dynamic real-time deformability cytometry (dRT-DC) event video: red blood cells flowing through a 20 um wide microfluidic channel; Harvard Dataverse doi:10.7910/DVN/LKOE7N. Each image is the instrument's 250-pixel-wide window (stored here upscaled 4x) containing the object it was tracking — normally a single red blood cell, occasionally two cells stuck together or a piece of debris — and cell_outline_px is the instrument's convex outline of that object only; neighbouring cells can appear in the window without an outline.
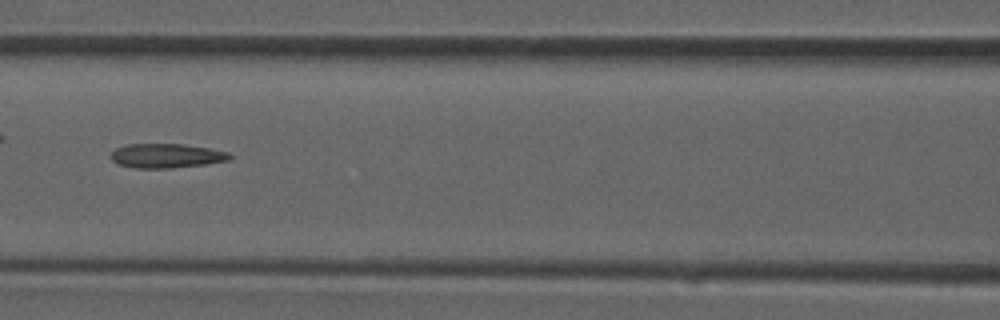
{"species": "common noctule bat (a hibernating species)", "species_latin": "Nyctalus noctula", "temperature_condition": "room temperature", "stored_images_in_passage": 29, "camera_frame_rate_fps": 3000, "um_per_image_px": 0.085, "animal": {"sex": "male", "forearm_length_mm": 52.5}, "frame": {"image": 1, "passage_image": 9, "time_ms": 2.667, "image_size_px": [1000, 320], "cell_outline_px": [[232, 156], [228, 160], [204, 164], [172, 168], [136, 168], [116, 164], [108, 156], [116, 148], [128, 144], [184, 144], [208, 148], [228, 152]], "centroid_in_image_um": [14.09, 13.24], "position_along_channel_um": 152.5, "area_um2": 16.82}}
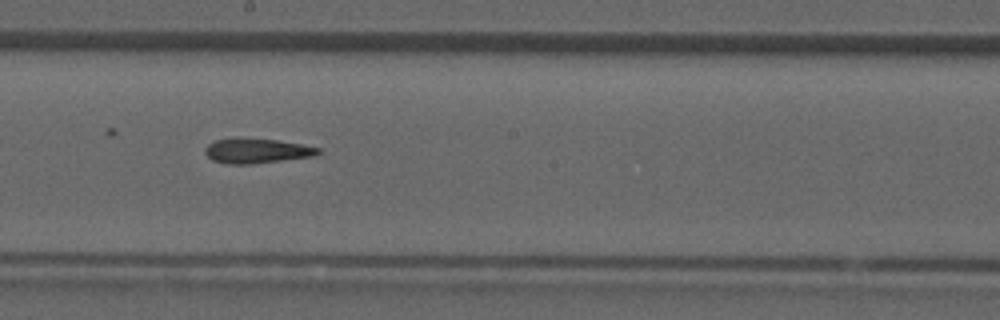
{"frame": {"image": 2, "passage_image": 13, "time_ms": 4.0, "image_size_px": [1000, 320], "cell_outline_px": [[320, 152], [316, 156], [248, 164], [228, 164], [212, 160], [204, 152], [204, 148], [208, 144], [216, 140], [236, 136], [240, 136], [276, 140], [300, 144], [320, 148]], "centroid_in_image_um": [21.77, 12.79], "position_along_channel_um": 226.4, "area_um2": 16.59}}